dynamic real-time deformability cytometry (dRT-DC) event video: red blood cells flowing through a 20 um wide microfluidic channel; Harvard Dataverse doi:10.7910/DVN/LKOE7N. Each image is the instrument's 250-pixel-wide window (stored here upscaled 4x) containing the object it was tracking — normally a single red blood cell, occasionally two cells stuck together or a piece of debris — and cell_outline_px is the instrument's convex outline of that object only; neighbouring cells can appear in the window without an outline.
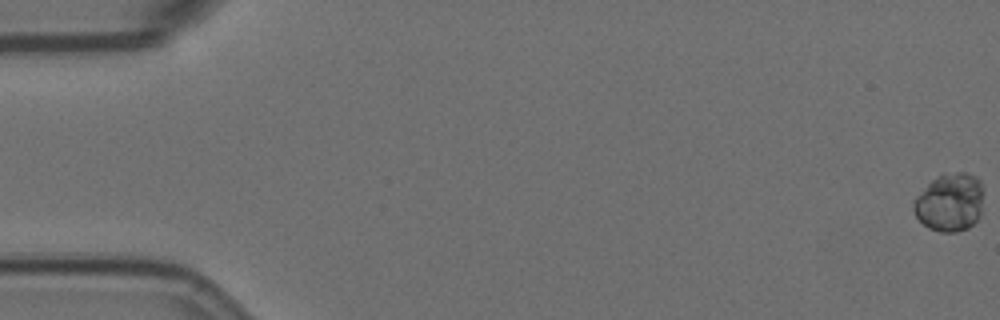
{"species": "Egyptian fruit bat (a non-hibernating species)", "species_latin": "Rousettus aegyptiacus", "temperature_condition": "room temperature", "stored_images_in_passage": 60, "segment_of_instrument_passage": [1, 2], "camera_frame_rate_fps": 3000, "um_per_image_px": 0.085, "animal": {"sex": "female"}, "frame": {"image": 1, "passage_image": 1, "time_ms": 0.0, "image_size_px": [1000, 320], "cell_outline_px": [[984, 192], [980, 216], [968, 228], [956, 232], [940, 232], [928, 228], [916, 216], [912, 208], [912, 204], [916, 196], [936, 176], [944, 172], [964, 172], [976, 176], [980, 180], [984, 188]], "centroid_in_image_um": [80.75, 17.18], "position_along_channel_um": 4.2, "area_um2": 24.1}}
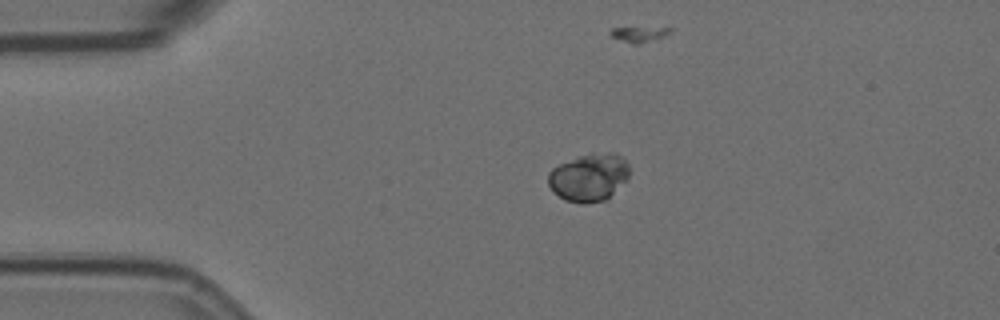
{"frame": {"image": 2, "passage_image": 14, "time_ms": 4.333, "image_size_px": [1000, 320], "cell_outline_px": [[628, 180], [608, 200], [584, 204], [580, 204], [564, 200], [548, 184], [548, 172], [552, 168], [576, 156], [592, 152], [616, 152], [624, 156], [628, 164]], "centroid_in_image_um": [50.11, 15.06], "position_along_channel_um": 34.9, "area_um2": 23.24}}
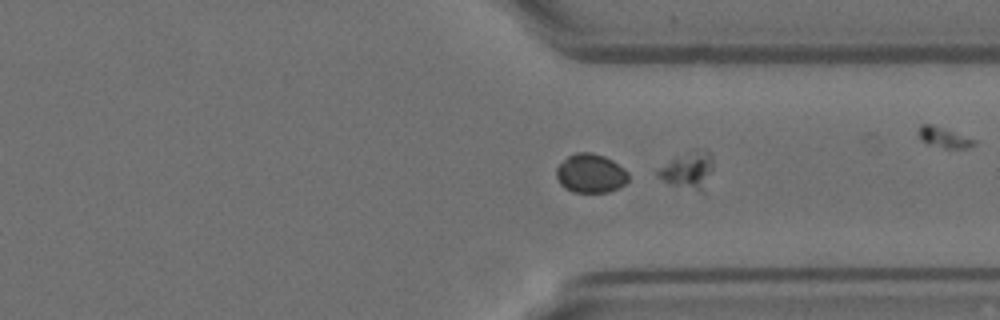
{"frame": {"image": 3, "passage_image": 45, "time_ms": 14.667, "image_size_px": [1000, 320], "cell_outline_px": [[628, 180], [620, 188], [608, 192], [572, 192], [564, 188], [560, 184], [556, 176], [556, 168], [568, 156], [576, 152], [592, 152], [604, 156], [612, 160], [624, 168], [628, 172]], "centroid_in_image_um": [50.21, 14.74], "position_along_channel_um": 361.2, "area_um2": 16.47}}